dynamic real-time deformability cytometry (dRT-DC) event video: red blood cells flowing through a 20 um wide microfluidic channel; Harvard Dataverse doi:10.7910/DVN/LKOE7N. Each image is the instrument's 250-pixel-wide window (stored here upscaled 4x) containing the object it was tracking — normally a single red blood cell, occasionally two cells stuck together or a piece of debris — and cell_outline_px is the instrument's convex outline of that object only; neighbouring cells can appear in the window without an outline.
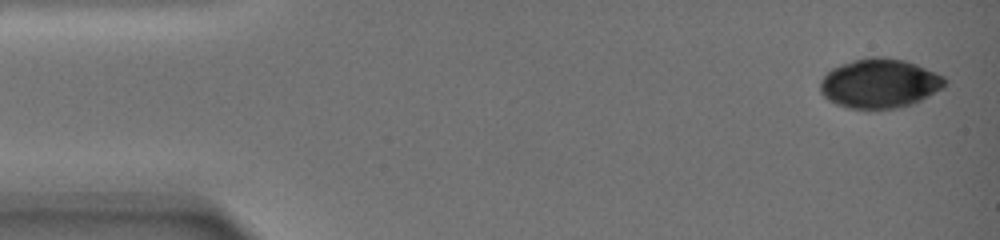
{"species": "common noctule bat (a hibernating species)", "species_latin": "Nyctalus noctula", "temperature_condition": "warm", "stored_images_in_passage": 8, "camera_frame_rate_fps": 3000, "um_per_image_px": 0.085, "animal": {"sex": "female", "body_mass_g": 19.0, "forearm_length_mm": 51.5}, "frame": {"image": 1, "passage_image": 1, "time_ms": 0.0, "image_size_px": [1000, 240], "cell_outline_px": [[948, 84], [944, 88], [912, 104], [900, 108], [868, 112], [848, 108], [836, 104], [828, 100], [820, 92], [820, 80], [832, 68], [840, 64], [852, 60], [868, 56], [884, 56], [904, 60], [916, 64], [936, 72], [944, 76], [948, 80]], "centroid_in_image_um": [74.77, 7.12], "position_along_channel_um": 10.2, "area_um2": 36.93}}